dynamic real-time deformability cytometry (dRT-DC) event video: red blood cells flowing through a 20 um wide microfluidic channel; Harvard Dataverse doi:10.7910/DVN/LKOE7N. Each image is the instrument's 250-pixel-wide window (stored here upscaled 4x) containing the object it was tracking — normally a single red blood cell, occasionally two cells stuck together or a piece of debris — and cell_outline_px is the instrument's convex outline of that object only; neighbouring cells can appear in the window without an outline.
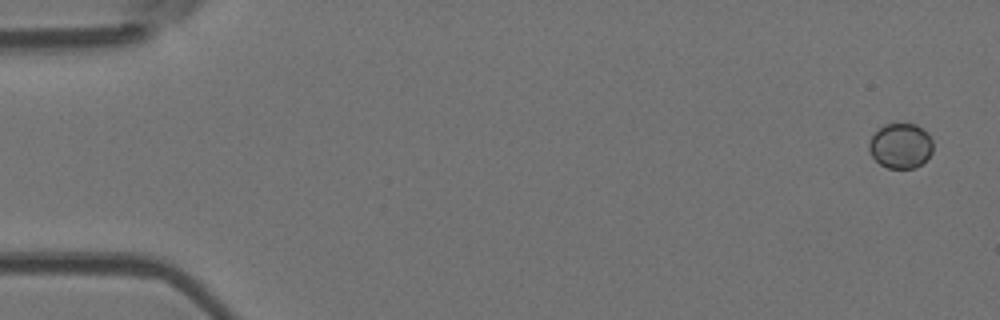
{"species": "Egyptian fruit bat (a non-hibernating species)", "species_latin": "Rousettus aegyptiacus", "temperature_condition": "room temperature", "stored_images_in_passage": 4, "camera_frame_rate_fps": 3000, "um_per_image_px": 0.085, "animal": {"sex": "female"}, "frame": {"image": 1, "passage_image": 1, "time_ms": 0.0, "image_size_px": [1000, 320], "cell_outline_px": [[932, 152], [920, 164], [912, 168], [888, 168], [880, 164], [872, 156], [868, 148], [868, 144], [872, 136], [884, 124], [916, 124], [928, 132], [932, 140]], "centroid_in_image_um": [76.55, 12.38], "position_along_channel_um": 8.5, "area_um2": 16.65}}
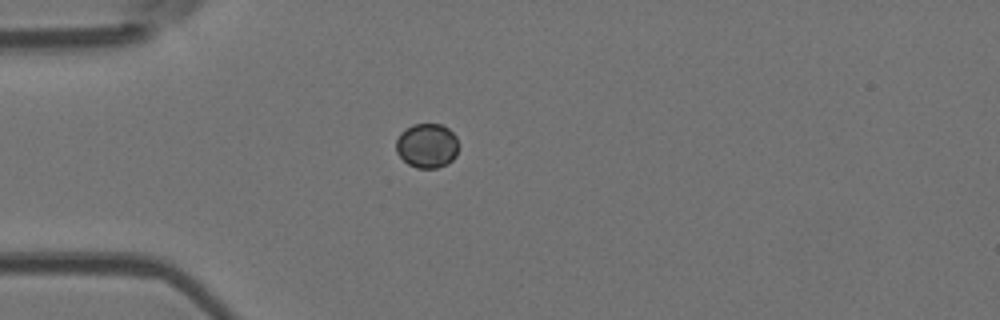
{"frame": {"image": 2, "passage_image": 4, "time_ms": 4.333, "image_size_px": [1000, 320], "cell_outline_px": [[456, 156], [452, 160], [436, 168], [416, 168], [408, 164], [396, 152], [396, 140], [400, 132], [412, 124], [440, 124], [448, 128], [456, 136]], "centroid_in_image_um": [36.26, 12.37], "position_along_channel_um": 48.7, "area_um2": 16.07}}